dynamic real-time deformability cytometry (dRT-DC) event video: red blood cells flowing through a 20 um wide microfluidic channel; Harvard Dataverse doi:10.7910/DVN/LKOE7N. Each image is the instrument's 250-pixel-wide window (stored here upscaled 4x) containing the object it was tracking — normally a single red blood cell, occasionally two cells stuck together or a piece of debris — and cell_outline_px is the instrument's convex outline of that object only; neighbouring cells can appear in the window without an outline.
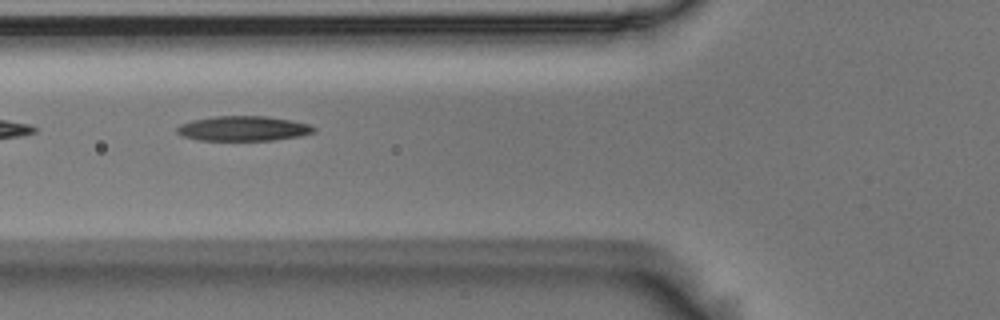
{"species": "Egyptian fruit bat (a non-hibernating species)", "species_latin": "Rousettus aegyptiacus", "temperature_condition": "room temperature", "stored_images_in_passage": 8, "camera_frame_rate_fps": 3000, "um_per_image_px": 0.085, "animal": {"sex": "male"}, "frame": {"image": 1, "passage_image": 4, "time_ms": 1.0, "image_size_px": [1000, 320], "cell_outline_px": [[316, 132], [300, 136], [272, 140], [196, 140], [180, 136], [176, 132], [176, 128], [180, 124], [192, 120], [216, 116], [268, 116], [292, 120], [312, 124], [316, 128]], "centroid_in_image_um": [20.69, 10.92], "position_along_channel_um": 105.1, "area_um2": 20.11}}